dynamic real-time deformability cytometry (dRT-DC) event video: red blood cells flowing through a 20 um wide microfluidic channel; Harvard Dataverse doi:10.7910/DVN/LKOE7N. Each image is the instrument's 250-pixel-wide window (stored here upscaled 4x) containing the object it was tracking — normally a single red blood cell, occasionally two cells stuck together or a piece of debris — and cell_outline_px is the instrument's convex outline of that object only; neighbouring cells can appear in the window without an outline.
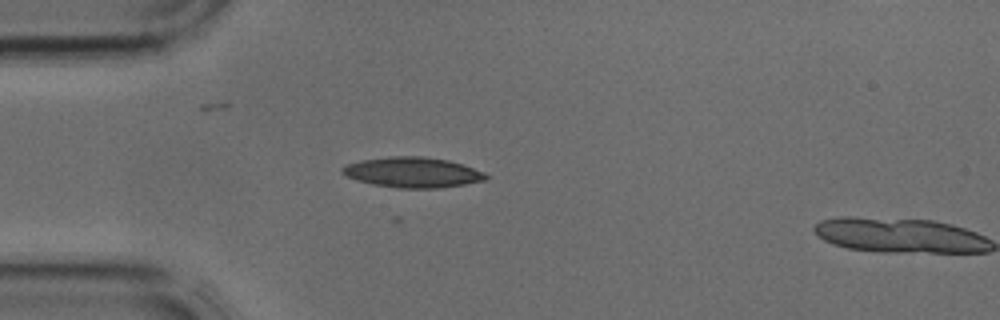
{"species": "common noctule bat (a hibernating species)", "species_latin": "Nyctalus noctula", "temperature_condition": "cold", "stored_images_in_passage": 2, "camera_frame_rate_fps": 3000, "um_per_image_px": 0.085, "animal": {"sex": "male", "body_mass_g": 17.9, "forearm_length_mm": 54.2}, "frame": {"image": 1, "passage_image": 1, "time_ms": 0.0, "image_size_px": [1000, 320], "cell_outline_px": [[488, 180], [464, 184], [436, 188], [400, 188], [372, 184], [356, 180], [340, 172], [340, 168], [344, 164], [360, 160], [388, 156], [420, 156], [448, 160], [484, 172], [488, 176]], "centroid_in_image_um": [35.02, 14.64], "position_along_channel_um": 50.0, "area_um2": 25.37}}